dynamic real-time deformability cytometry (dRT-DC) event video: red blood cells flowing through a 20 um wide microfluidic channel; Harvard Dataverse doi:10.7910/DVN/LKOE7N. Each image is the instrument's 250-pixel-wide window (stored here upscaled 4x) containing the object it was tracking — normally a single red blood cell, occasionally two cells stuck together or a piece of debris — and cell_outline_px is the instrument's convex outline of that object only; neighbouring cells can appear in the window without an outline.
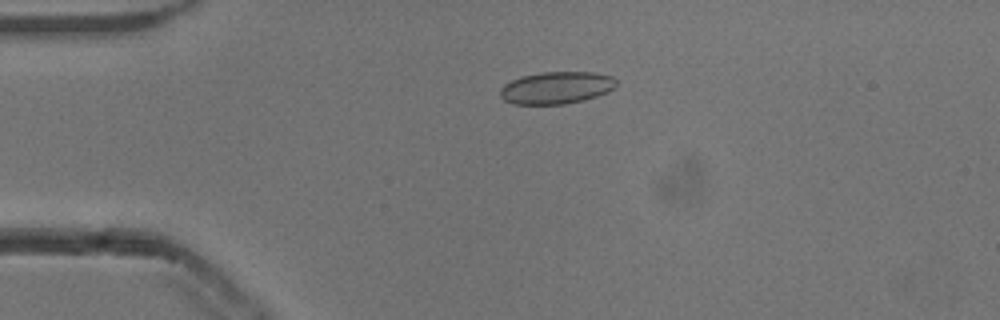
{"species": "common noctule bat (a hibernating species)", "species_latin": "Nyctalus noctula", "temperature_condition": "cold", "stored_images_in_passage": 53, "camera_frame_rate_fps": 3000, "um_per_image_px": 0.085, "animal": {"sex": "male", "body_mass_g": 13.3}, "frame": {"image": 1, "passage_image": 12, "time_ms": 3.667, "image_size_px": [1000, 320], "cell_outline_px": [[616, 84], [608, 92], [584, 100], [564, 104], [512, 104], [504, 100], [500, 96], [500, 88], [504, 84], [512, 80], [524, 76], [540, 72], [596, 72], [612, 76], [616, 80]], "centroid_in_image_um": [47.29, 7.46], "position_along_channel_um": 37.7, "area_um2": 21.79}}
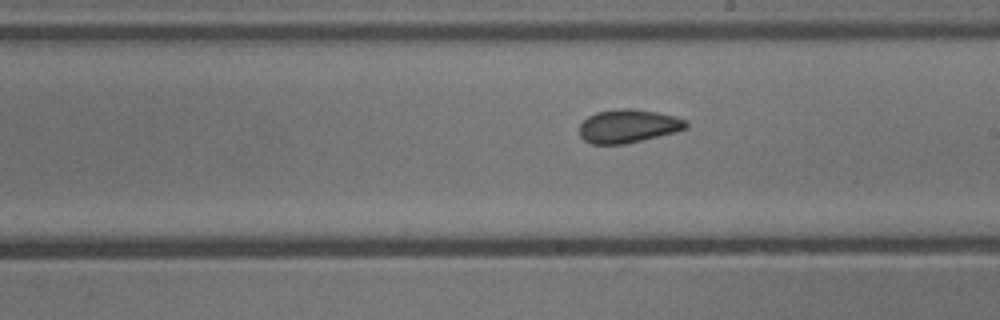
{"frame": {"image": 2, "passage_image": 30, "time_ms": 9.667, "image_size_px": [1000, 320], "cell_outline_px": [[688, 128], [676, 132], [624, 144], [592, 144], [584, 140], [580, 136], [580, 124], [588, 116], [596, 112], [620, 108], [632, 108], [656, 112], [676, 116], [688, 120]], "centroid_in_image_um": [53.42, 10.71], "position_along_channel_um": 235.6, "area_um2": 20.87}}
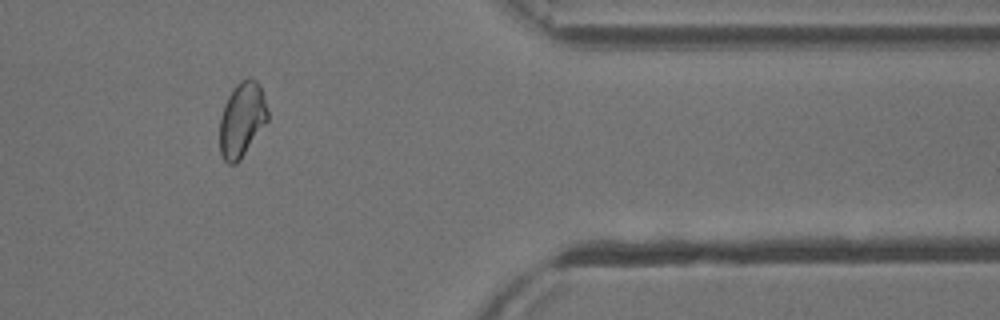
{"frame": {"image": 3, "passage_image": 44, "time_ms": 14.333, "image_size_px": [1000, 320], "cell_outline_px": [[268, 120], [240, 160], [236, 164], [228, 164], [224, 160], [220, 152], [220, 116], [224, 104], [232, 88], [240, 80], [248, 76], [256, 80], [260, 88], [268, 112]], "centroid_in_image_um": [20.54, 10.16], "position_along_channel_um": 390.9, "area_um2": 20.87}, "authors_computed_cell_mechanics": {"area_um2": 21.097, "velocity_mm_per_s": 3.8277, "shape_relaxation_time_tau1_ms": null, "shape_relaxation_time_tau2_ms": 2.0389, "deformation_change_tau1": null, "deformation_change_tau2": 0.0648}}